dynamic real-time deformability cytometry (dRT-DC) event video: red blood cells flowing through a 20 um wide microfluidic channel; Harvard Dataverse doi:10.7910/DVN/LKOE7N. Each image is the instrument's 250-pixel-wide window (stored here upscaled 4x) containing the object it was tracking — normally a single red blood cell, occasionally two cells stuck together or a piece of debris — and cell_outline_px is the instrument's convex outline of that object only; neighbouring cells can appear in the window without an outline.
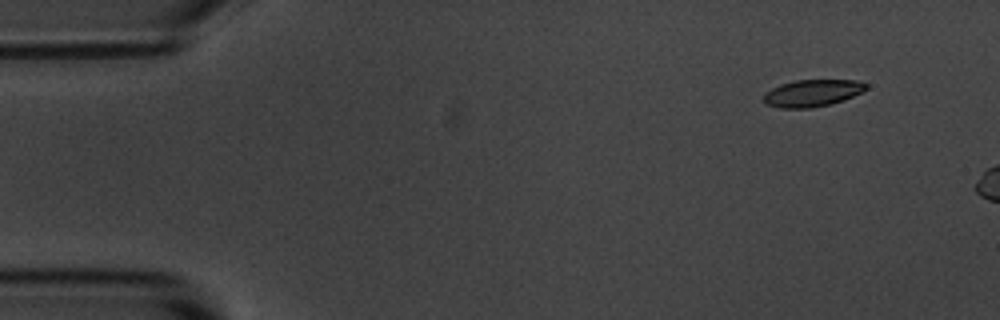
{"species": "common noctule bat (a hibernating species)", "species_latin": "Nyctalus noctula", "temperature_condition": "room temperature", "stored_images_in_passage": 3, "camera_frame_rate_fps": 3000, "um_per_image_px": 0.085, "animal": {"sex": "male", "body_mass_g": 20.1, "forearm_length_mm": 53.5}, "frame": {"image": 1, "passage_image": 1, "time_ms": 0.0, "image_size_px": [1000, 320], "cell_outline_px": [[868, 88], [844, 100], [812, 108], [780, 108], [764, 104], [764, 92], [780, 84], [796, 80], [856, 80], [868, 84]], "centroid_in_image_um": [69.01, 7.91], "position_along_channel_um": 16.0, "area_um2": 16.13}}